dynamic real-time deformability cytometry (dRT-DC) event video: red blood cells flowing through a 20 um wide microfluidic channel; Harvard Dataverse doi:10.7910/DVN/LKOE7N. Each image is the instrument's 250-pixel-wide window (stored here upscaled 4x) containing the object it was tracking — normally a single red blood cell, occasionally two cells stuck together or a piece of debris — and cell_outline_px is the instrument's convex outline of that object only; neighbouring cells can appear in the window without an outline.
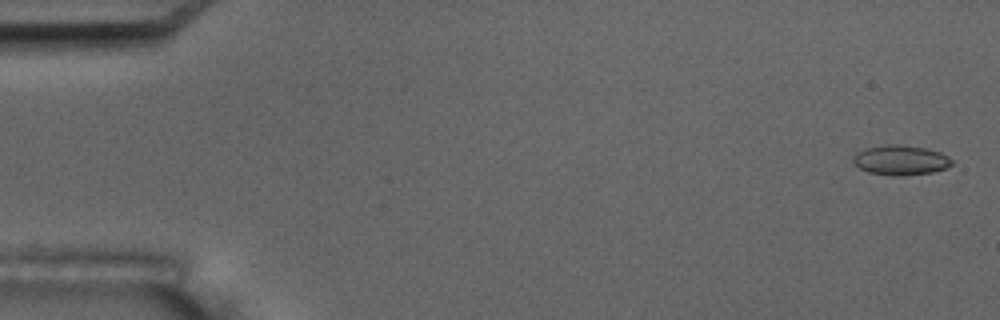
{"species": "common noctule bat (a hibernating species)", "species_latin": "Nyctalus noctula", "temperature_condition": "room temperature", "stored_images_in_passage": 16, "camera_frame_rate_fps": 3000, "um_per_image_px": 0.085, "animal": {"sex": "male", "body_mass_g": 17.5, "forearm_length_mm": 52.3}, "frame": {"image": 1, "passage_image": 1, "time_ms": 0.0, "image_size_px": [1000, 320], "cell_outline_px": [[952, 164], [944, 168], [932, 172], [900, 176], [892, 176], [868, 172], [860, 168], [852, 160], [852, 156], [864, 148], [888, 144], [896, 144], [928, 148], [940, 152], [948, 156], [952, 160]], "centroid_in_image_um": [76.54, 13.6], "position_along_channel_um": 8.5, "area_um2": 17.17}, "authors_computed_cell_mechanics": {"area_um2": 16.3574, "velocity_mm_per_s": 3.5242, "shape_relaxation_time_tau1_ms": null, "shape_relaxation_time_tau2_ms": 0.8099, "deformation_change_tau1": null, "deformation_change_tau2": 0.0277}}